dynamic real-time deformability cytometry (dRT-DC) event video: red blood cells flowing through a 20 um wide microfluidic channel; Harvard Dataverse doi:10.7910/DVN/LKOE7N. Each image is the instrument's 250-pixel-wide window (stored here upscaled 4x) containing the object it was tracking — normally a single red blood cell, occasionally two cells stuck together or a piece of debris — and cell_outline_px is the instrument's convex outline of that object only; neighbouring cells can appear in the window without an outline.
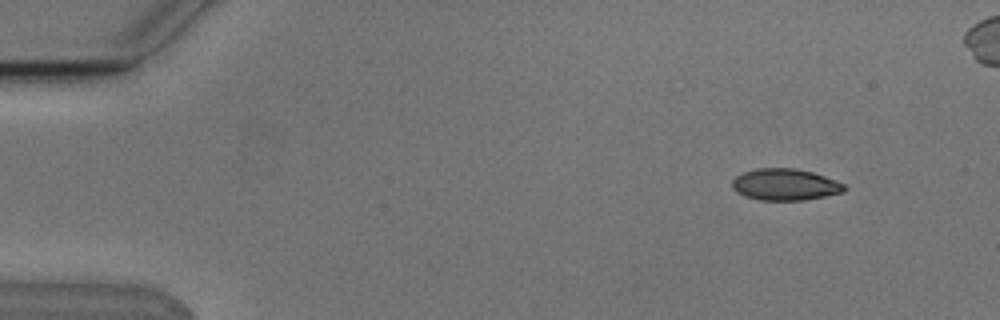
{"species": "Egyptian fruit bat (a non-hibernating species)", "species_latin": "Rousettus aegyptiacus", "temperature_condition": "cold", "stored_images_in_passage": 5, "camera_frame_rate_fps": 3000, "um_per_image_px": 0.085, "animal": {"sex": "male"}, "frame": {"image": 1, "passage_image": 1, "time_ms": 0.0, "image_size_px": [1000, 320], "cell_outline_px": [[848, 188], [844, 192], [804, 200], [760, 200], [744, 196], [736, 192], [732, 188], [732, 180], [736, 176], [744, 172], [760, 168], [796, 168], [812, 172], [824, 176], [844, 184]], "centroid_in_image_um": [66.73, 15.69], "position_along_channel_um": 18.3, "area_um2": 20.63}}